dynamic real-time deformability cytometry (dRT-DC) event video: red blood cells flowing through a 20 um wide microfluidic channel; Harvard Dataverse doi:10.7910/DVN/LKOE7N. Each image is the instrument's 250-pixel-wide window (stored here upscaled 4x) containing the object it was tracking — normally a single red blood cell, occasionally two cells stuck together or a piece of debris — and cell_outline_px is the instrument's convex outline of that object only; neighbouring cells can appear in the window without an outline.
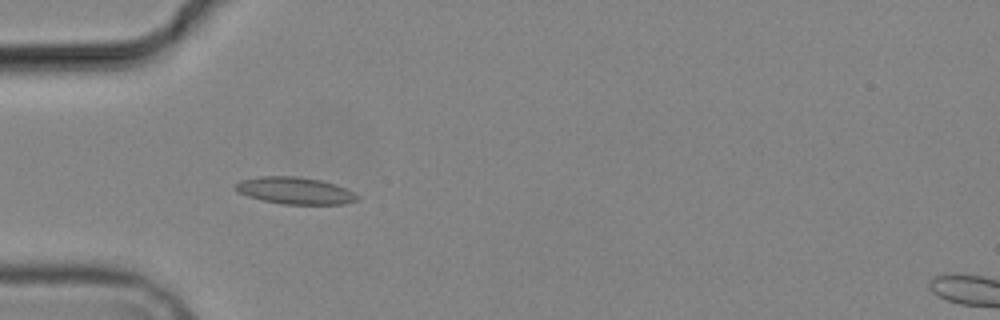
{"species": "common noctule bat (a hibernating species)", "species_latin": "Nyctalus noctula", "temperature_condition": "cold", "stored_images_in_passage": 10, "camera_frame_rate_fps": 3000, "um_per_image_px": 0.085, "animal": {"sex": "male", "body_mass_g": 19.2, "forearm_length_mm": 51.8}, "frame": {"image": 1, "passage_image": 5, "time_ms": 5.333, "image_size_px": [1000, 320], "cell_outline_px": [[360, 196], [356, 200], [344, 204], [284, 204], [264, 200], [248, 196], [232, 188], [240, 180], [260, 176], [296, 176], [320, 180], [336, 184]], "centroid_in_image_um": [25.06, 16.19], "position_along_channel_um": 59.9, "area_um2": 18.96}}
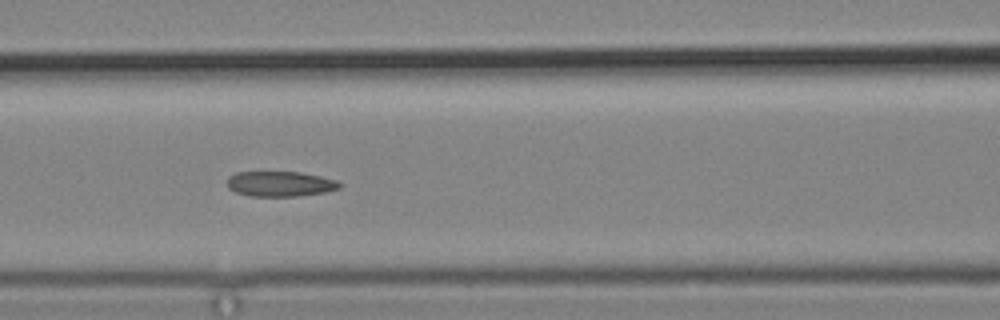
{"frame": {"image": 2, "passage_image": 7, "time_ms": 7.667, "image_size_px": [1000, 320], "cell_outline_px": [[344, 184], [340, 188], [324, 192], [296, 196], [252, 196], [236, 192], [228, 188], [228, 176], [236, 172], [300, 172], [320, 176], [336, 180]], "centroid_in_image_um": [23.83, 15.62], "position_along_channel_um": 142.8, "area_um2": 16.47}}
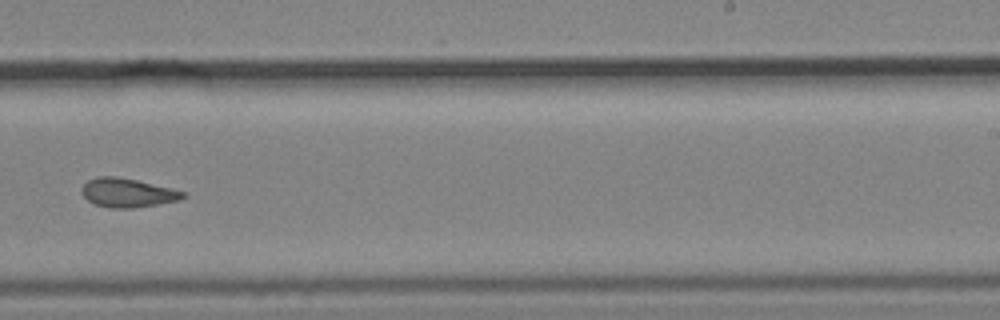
{"frame": {"image": 3, "passage_image": 10, "time_ms": 11.333, "image_size_px": [1000, 320], "cell_outline_px": [[188, 196], [180, 200], [132, 208], [108, 208], [96, 204], [88, 200], [84, 196], [80, 188], [88, 180], [96, 176], [116, 176], [136, 180], [172, 188], [184, 192]], "centroid_in_image_um": [10.84, 16.38], "position_along_channel_um": 278.2, "area_um2": 17.05}}